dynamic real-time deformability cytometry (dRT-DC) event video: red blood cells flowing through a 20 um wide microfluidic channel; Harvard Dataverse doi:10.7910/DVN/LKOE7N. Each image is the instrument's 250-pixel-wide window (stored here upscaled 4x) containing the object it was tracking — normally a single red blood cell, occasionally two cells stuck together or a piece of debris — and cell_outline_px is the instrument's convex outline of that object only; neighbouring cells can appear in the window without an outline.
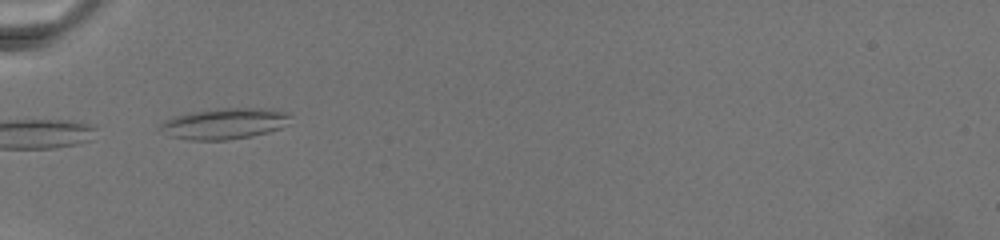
{"species": "common noctule bat (a hibernating species)", "species_latin": "Nyctalus noctula", "temperature_condition": "warm", "stored_images_in_passage": 6, "camera_frame_rate_fps": 3000, "um_per_image_px": 0.085, "animal": {"sex": "female", "body_mass_g": 19.5, "forearm_length_mm": 54.1}, "frame": {"image": 1, "passage_image": 1, "time_ms": 0.0, "image_size_px": [1000, 240], "cell_outline_px": [[292, 116], [288, 124], [280, 128], [268, 132], [252, 136], [228, 140], [188, 140], [168, 136], [160, 132], [156, 128], [164, 120], [176, 116], [192, 112], [220, 108], [272, 108], [288, 112]], "centroid_in_image_um": [19.08, 10.51], "position_along_channel_um": 65.9, "area_um2": 23.93}}